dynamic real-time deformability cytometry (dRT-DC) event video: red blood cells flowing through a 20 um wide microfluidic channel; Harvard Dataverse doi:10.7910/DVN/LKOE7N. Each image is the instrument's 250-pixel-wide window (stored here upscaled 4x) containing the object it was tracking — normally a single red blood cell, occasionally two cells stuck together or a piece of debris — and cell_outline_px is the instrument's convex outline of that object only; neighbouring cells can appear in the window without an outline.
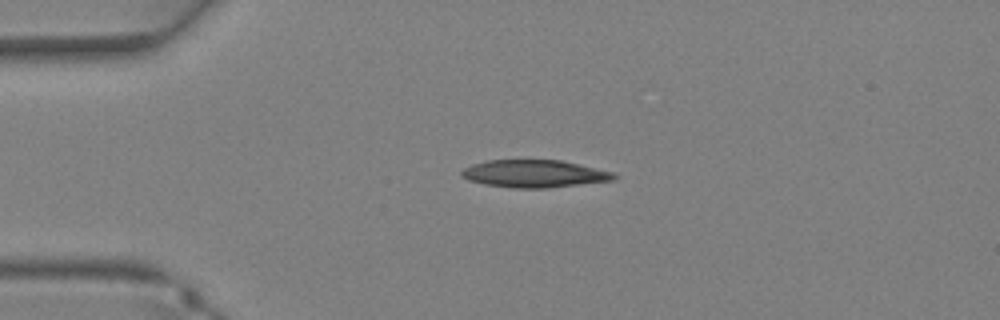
{"species": "Egyptian fruit bat (a non-hibernating species)", "species_latin": "Rousettus aegyptiacus", "temperature_condition": "warm", "stored_images_in_passage": 29, "camera_frame_rate_fps": 3000, "um_per_image_px": 0.085, "animal": {"sex": "female"}, "frame": {"image": 1, "passage_image": 1, "time_ms": 0.0, "image_size_px": [1000, 320], "cell_outline_px": [[620, 176], [616, 180], [548, 188], [512, 188], [484, 184], [468, 180], [460, 176], [460, 172], [464, 168], [472, 164], [488, 160], [560, 160], [616, 172]], "centroid_in_image_um": [45.46, 14.77], "position_along_channel_um": 39.5, "area_um2": 24.74}}
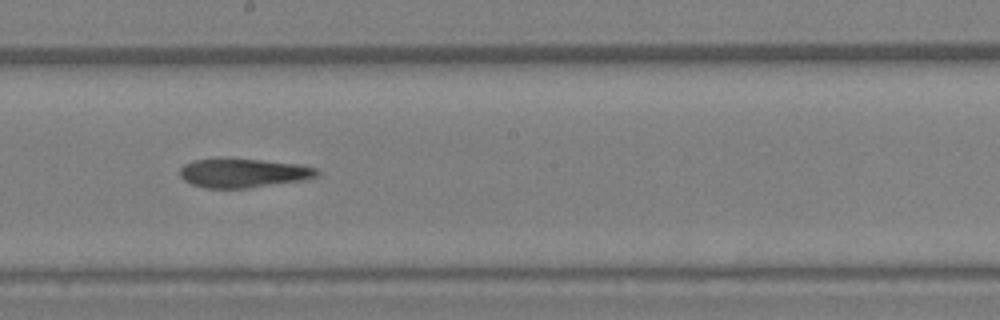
{"frame": {"image": 2, "passage_image": 13, "time_ms": 4.0, "image_size_px": [1000, 320], "cell_outline_px": [[320, 172], [316, 176], [304, 180], [248, 188], [204, 188], [192, 184], [184, 180], [180, 176], [180, 168], [184, 164], [192, 160], [260, 160], [300, 164], [320, 168]], "centroid_in_image_um": [20.72, 14.73], "position_along_channel_um": 227.5, "area_um2": 22.89}}
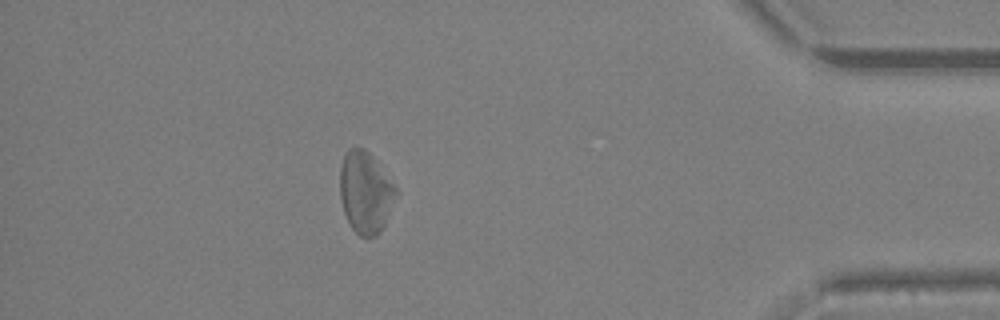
{"frame": {"image": 3, "passage_image": 25, "time_ms": 8.0, "image_size_px": [1000, 320], "cell_outline_px": [[396, 192], [384, 224], [380, 232], [376, 236], [360, 236], [352, 228], [344, 212], [340, 196], [340, 164], [344, 152], [348, 148], [356, 144], [364, 148], [372, 156], [396, 188]], "centroid_in_image_um": [31.0, 16.29], "position_along_channel_um": 404.2, "area_um2": 26.3}}